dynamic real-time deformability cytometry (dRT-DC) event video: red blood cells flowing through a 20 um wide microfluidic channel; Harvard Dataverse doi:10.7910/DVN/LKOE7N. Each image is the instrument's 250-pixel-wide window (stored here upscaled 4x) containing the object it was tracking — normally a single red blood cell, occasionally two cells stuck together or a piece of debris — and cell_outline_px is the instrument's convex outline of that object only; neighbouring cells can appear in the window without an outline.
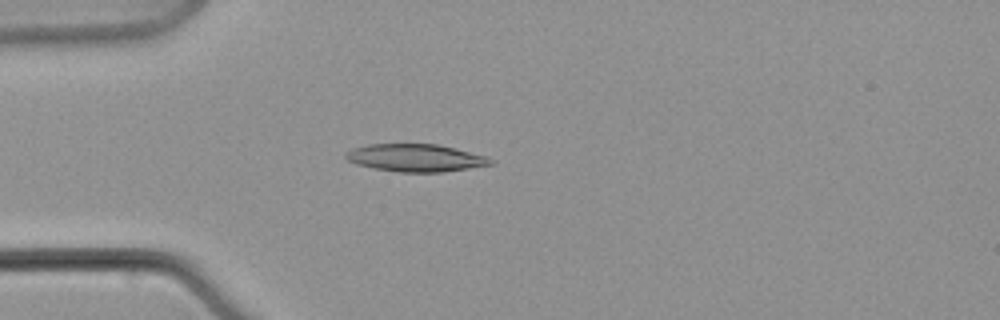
{"species": "common noctule bat (a hibernating species)", "species_latin": "Nyctalus noctula", "temperature_condition": "warm", "stored_images_in_passage": 4, "camera_frame_rate_fps": 3000, "um_per_image_px": 0.085, "animal": {"sex": "male", "body_mass_g": 21.5, "forearm_length_mm": 52.0}, "frame": {"image": 1, "passage_image": 4, "time_ms": 4.0, "image_size_px": [1000, 320], "cell_outline_px": [[492, 164], [444, 172], [400, 172], [372, 168], [356, 164], [348, 160], [344, 156], [344, 152], [352, 148], [368, 144], [436, 144], [456, 148], [488, 156], [492, 160]], "centroid_in_image_um": [35.29, 13.41], "position_along_channel_um": 49.7, "area_um2": 23.35}}